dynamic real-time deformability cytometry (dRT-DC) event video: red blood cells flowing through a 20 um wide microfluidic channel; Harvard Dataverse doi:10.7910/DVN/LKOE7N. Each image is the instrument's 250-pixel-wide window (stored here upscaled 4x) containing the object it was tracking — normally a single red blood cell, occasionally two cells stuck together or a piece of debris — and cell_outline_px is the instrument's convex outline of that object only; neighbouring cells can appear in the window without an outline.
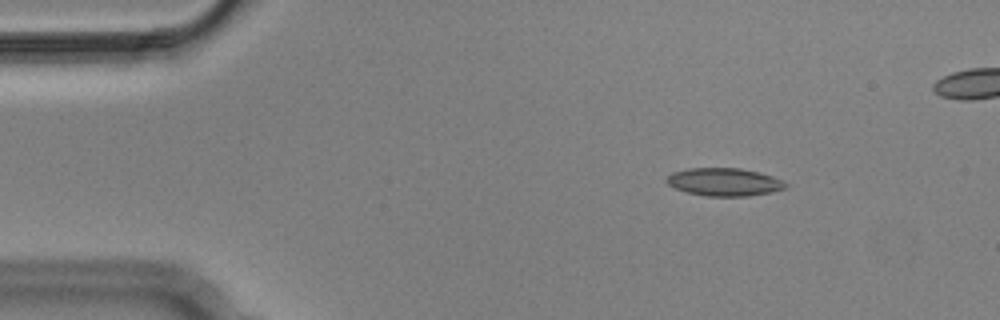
{"species": "Egyptian fruit bat (a non-hibernating species)", "species_latin": "Rousettus aegyptiacus", "temperature_condition": "cold", "stored_images_in_passage": 5, "camera_frame_rate_fps": 3000, "um_per_image_px": 0.085, "animal": {"sex": "male"}, "frame": {"image": 1, "passage_image": 2, "time_ms": 0.333, "image_size_px": [1000, 320], "cell_outline_px": [[788, 188], [772, 192], [744, 196], [708, 196], [688, 192], [676, 188], [668, 184], [664, 180], [672, 172], [688, 168], [740, 168], [772, 176], [784, 180], [788, 184]], "centroid_in_image_um": [61.58, 15.46], "position_along_channel_um": 23.4, "area_um2": 19.31}}